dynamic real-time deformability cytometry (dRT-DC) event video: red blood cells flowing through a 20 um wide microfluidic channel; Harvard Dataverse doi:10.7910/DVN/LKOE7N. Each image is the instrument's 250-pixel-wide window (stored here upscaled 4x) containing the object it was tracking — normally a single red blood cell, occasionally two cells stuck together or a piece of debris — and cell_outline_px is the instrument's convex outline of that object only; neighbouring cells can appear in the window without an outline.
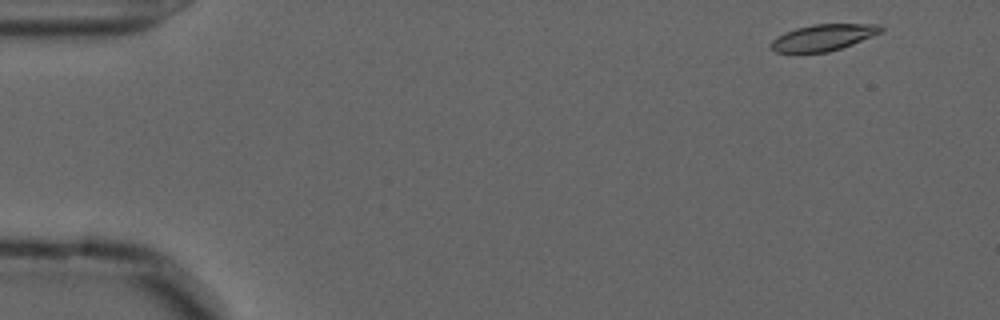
{"species": "common noctule bat (a hibernating species)", "species_latin": "Nyctalus noctula", "temperature_condition": "cold", "stored_images_in_passage": 53, "camera_frame_rate_fps": 3000, "um_per_image_px": 0.085, "animal": {"sex": "male", "forearm_length_mm": 52.5}, "frame": {"image": 1, "passage_image": 1, "time_ms": 0.0, "image_size_px": [1000, 320], "cell_outline_px": [[884, 28], [880, 32], [872, 36], [852, 44], [828, 52], [776, 52], [768, 44], [776, 36], [784, 32], [796, 28], [812, 24], [880, 24]], "centroid_in_image_um": [69.94, 3.17], "position_along_channel_um": 15.1, "area_um2": 16.82}}
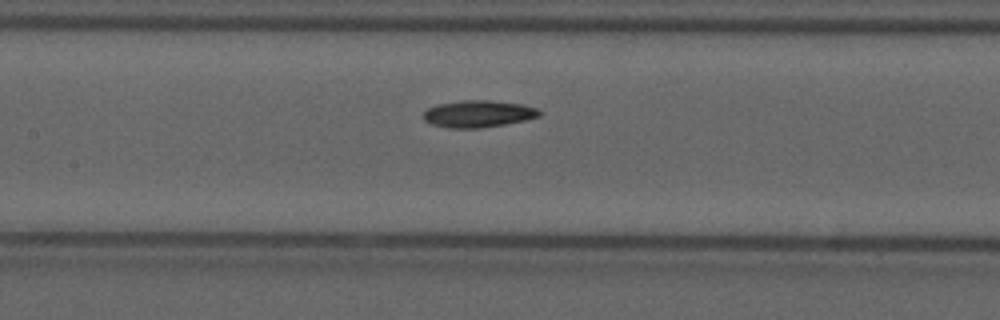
{"frame": {"image": 2, "passage_image": 23, "time_ms": 7.333, "image_size_px": [1000, 320], "cell_outline_px": [[540, 116], [524, 120], [504, 124], [480, 128], [448, 128], [432, 124], [424, 120], [424, 112], [428, 108], [440, 104], [464, 100], [488, 100], [520, 104], [536, 108], [540, 112]], "centroid_in_image_um": [40.63, 9.68], "position_along_channel_um": 166.8, "area_um2": 17.92}}
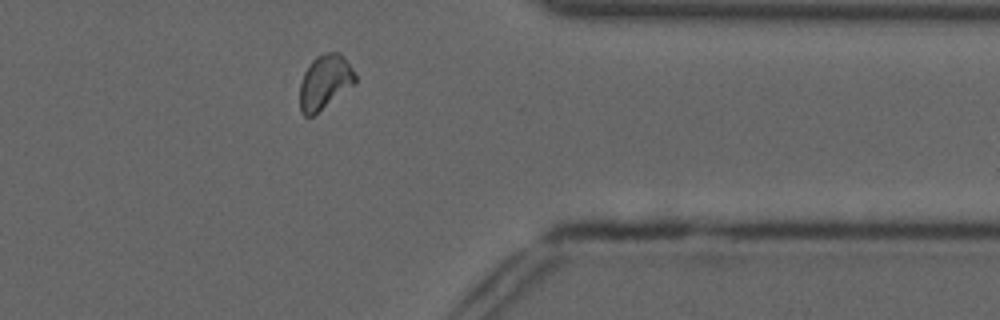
{"frame": {"image": 3, "passage_image": 42, "time_ms": 13.667, "image_size_px": [1000, 320], "cell_outline_px": [[356, 84], [312, 116], [304, 116], [300, 112], [300, 84], [304, 72], [312, 60], [316, 56], [324, 52], [336, 52], [352, 68], [356, 76]], "centroid_in_image_um": [27.59, 6.99], "position_along_channel_um": 383.8, "area_um2": 17.4}, "authors_computed_cell_mechanics": {"area_um2": 17.629, "velocity_mm_per_s": 3.6323, "shape_relaxation_time_tau1_ms": null, "shape_relaxation_time_tau2_ms": 11.329, "deformation_change_tau1": null, "deformation_change_tau2": 0.1632}}